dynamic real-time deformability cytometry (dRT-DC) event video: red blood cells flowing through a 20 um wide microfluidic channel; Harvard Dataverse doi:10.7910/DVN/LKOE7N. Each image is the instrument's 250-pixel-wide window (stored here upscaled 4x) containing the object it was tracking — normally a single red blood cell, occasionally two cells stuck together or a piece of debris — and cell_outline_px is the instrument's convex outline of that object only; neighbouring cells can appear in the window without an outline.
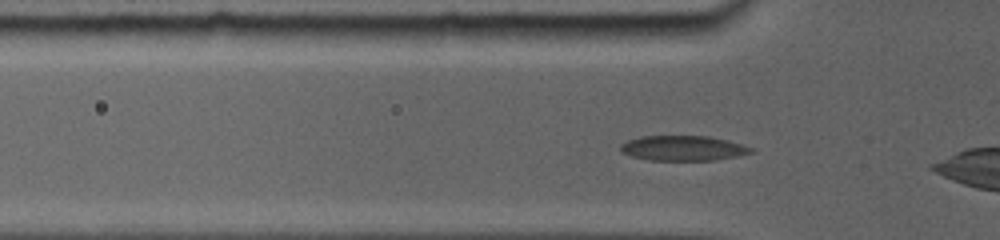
{"species": "common noctule bat (a hibernating species)", "species_latin": "Nyctalus noctula", "temperature_condition": "room temperature", "stored_images_in_passage": 25, "camera_frame_rate_fps": 5000, "um_per_image_px": 0.085, "animal": {"sex": "female", "body_mass_g": 19.0, "forearm_length_mm": 56.7}, "frame": {"image": 1, "passage_image": 4, "time_ms": 1.0, "image_size_px": [1000, 240], "cell_outline_px": [[752, 152], [736, 156], [712, 160], [648, 160], [632, 156], [620, 152], [620, 148], [628, 140], [644, 136], [704, 136], [724, 140], [740, 144], [752, 148]], "centroid_in_image_um": [58.01, 12.6], "position_along_channel_um": 67.8, "area_um2": 18.55}}
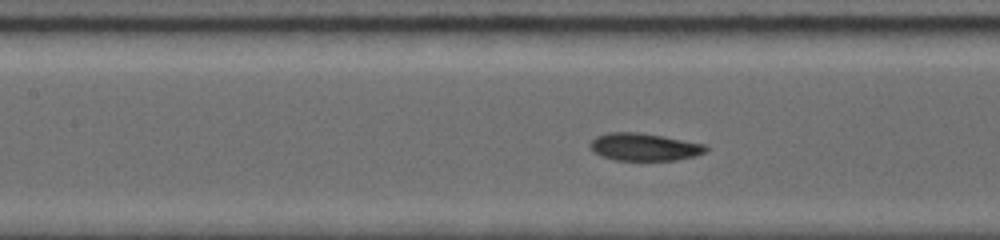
{"frame": {"image": 2, "passage_image": 10, "time_ms": 3.2, "image_size_px": [1000, 240], "cell_outline_px": [[708, 148], [704, 152], [692, 156], [676, 160], [616, 160], [592, 152], [592, 140], [596, 136], [612, 132], [632, 132], [660, 136], [704, 144]], "centroid_in_image_um": [54.74, 12.5], "position_along_channel_um": 152.7, "area_um2": 17.98}}
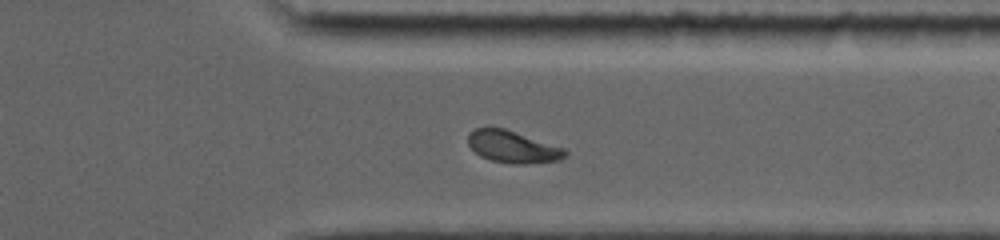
{"frame": {"image": 3, "passage_image": 21, "time_ms": 8.8, "image_size_px": [1000, 240], "cell_outline_px": [[568, 156], [560, 160], [524, 164], [512, 164], [492, 160], [480, 156], [468, 144], [468, 132], [476, 128], [504, 128], [564, 148], [568, 152]], "centroid_in_image_um": [43.59, 12.49], "position_along_channel_um": 367.8, "area_um2": 18.03}}